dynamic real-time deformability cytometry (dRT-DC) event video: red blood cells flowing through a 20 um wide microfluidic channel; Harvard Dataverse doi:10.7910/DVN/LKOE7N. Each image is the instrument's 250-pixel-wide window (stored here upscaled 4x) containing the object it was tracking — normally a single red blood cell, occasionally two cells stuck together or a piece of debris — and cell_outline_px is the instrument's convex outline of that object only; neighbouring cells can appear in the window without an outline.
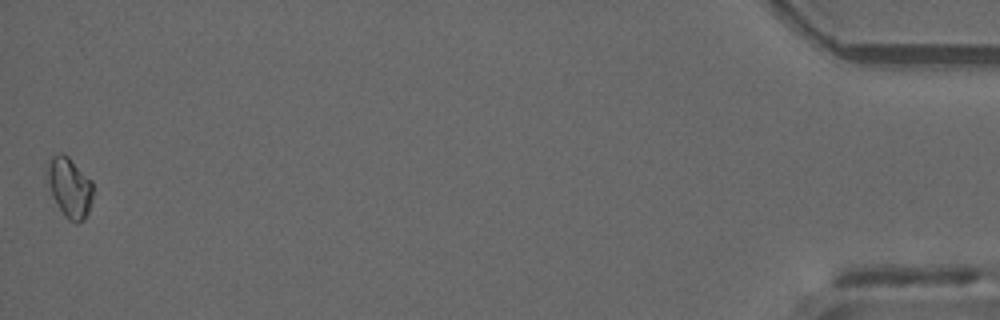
{"species": "common noctule bat (a hibernating species)", "species_latin": "Nyctalus noctula", "temperature_condition": "warm", "stored_images_in_passage": 37, "camera_frame_rate_fps": 3000, "um_per_image_px": 0.085, "animal": {"sex": "male", "forearm_length_mm": 52.5}, "frame": {"image": 1, "passage_image": 37, "time_ms": 12.0, "image_size_px": [1000, 320], "cell_outline_px": [[92, 196], [88, 212], [84, 220], [76, 224], [68, 220], [64, 216], [52, 196], [48, 180], [48, 164], [52, 156], [60, 152], [68, 156], [92, 180]], "centroid_in_image_um": [5.93, 15.95], "position_along_channel_um": 429.3, "area_um2": 15.84}}